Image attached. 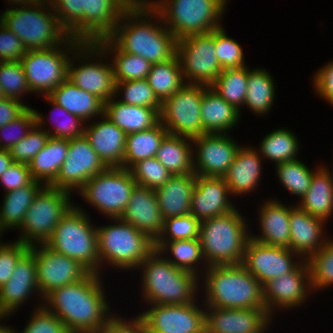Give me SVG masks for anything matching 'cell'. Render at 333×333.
<instances>
[{
    "instance_id": "7c38bea8",
    "label": "cell",
    "mask_w": 333,
    "mask_h": 333,
    "mask_svg": "<svg viewBox=\"0 0 333 333\" xmlns=\"http://www.w3.org/2000/svg\"><path fill=\"white\" fill-rule=\"evenodd\" d=\"M105 58H108L107 54L88 37L72 53L68 64L67 75V79L73 84L97 96L104 103L115 96L116 84L112 64L107 63ZM75 61H77L78 64L80 62V64L78 65Z\"/></svg>"
},
{
    "instance_id": "d4e9b609",
    "label": "cell",
    "mask_w": 333,
    "mask_h": 333,
    "mask_svg": "<svg viewBox=\"0 0 333 333\" xmlns=\"http://www.w3.org/2000/svg\"><path fill=\"white\" fill-rule=\"evenodd\" d=\"M120 218L148 235L153 241L158 239L163 230L164 219L156 193L147 187L135 186Z\"/></svg>"
},
{
    "instance_id": "e7e4bbea",
    "label": "cell",
    "mask_w": 333,
    "mask_h": 333,
    "mask_svg": "<svg viewBox=\"0 0 333 333\" xmlns=\"http://www.w3.org/2000/svg\"><path fill=\"white\" fill-rule=\"evenodd\" d=\"M13 163L9 150L0 149V177Z\"/></svg>"
},
{
    "instance_id": "8fae6325",
    "label": "cell",
    "mask_w": 333,
    "mask_h": 333,
    "mask_svg": "<svg viewBox=\"0 0 333 333\" xmlns=\"http://www.w3.org/2000/svg\"><path fill=\"white\" fill-rule=\"evenodd\" d=\"M71 193L44 185L28 208L18 241L29 246L45 244L62 217L74 205Z\"/></svg>"
},
{
    "instance_id": "94428289",
    "label": "cell",
    "mask_w": 333,
    "mask_h": 333,
    "mask_svg": "<svg viewBox=\"0 0 333 333\" xmlns=\"http://www.w3.org/2000/svg\"><path fill=\"white\" fill-rule=\"evenodd\" d=\"M314 73L312 83L315 93L333 106V61L331 60Z\"/></svg>"
},
{
    "instance_id": "ee69618b",
    "label": "cell",
    "mask_w": 333,
    "mask_h": 333,
    "mask_svg": "<svg viewBox=\"0 0 333 333\" xmlns=\"http://www.w3.org/2000/svg\"><path fill=\"white\" fill-rule=\"evenodd\" d=\"M249 67L243 66L222 70L218 78L210 86L227 103L237 110L244 107L247 93Z\"/></svg>"
},
{
    "instance_id": "d6a6232c",
    "label": "cell",
    "mask_w": 333,
    "mask_h": 333,
    "mask_svg": "<svg viewBox=\"0 0 333 333\" xmlns=\"http://www.w3.org/2000/svg\"><path fill=\"white\" fill-rule=\"evenodd\" d=\"M48 96L66 111L81 118L87 125L90 119L99 116L101 118L104 115L105 103L97 96L77 87L68 79L57 86Z\"/></svg>"
},
{
    "instance_id": "6125c7cd",
    "label": "cell",
    "mask_w": 333,
    "mask_h": 333,
    "mask_svg": "<svg viewBox=\"0 0 333 333\" xmlns=\"http://www.w3.org/2000/svg\"><path fill=\"white\" fill-rule=\"evenodd\" d=\"M129 319L114 315L106 324L102 333H149L145 321L138 315Z\"/></svg>"
},
{
    "instance_id": "11a10c76",
    "label": "cell",
    "mask_w": 333,
    "mask_h": 333,
    "mask_svg": "<svg viewBox=\"0 0 333 333\" xmlns=\"http://www.w3.org/2000/svg\"><path fill=\"white\" fill-rule=\"evenodd\" d=\"M36 124L34 108L29 107L17 119L8 122L0 128V149L9 150Z\"/></svg>"
},
{
    "instance_id": "ba28073f",
    "label": "cell",
    "mask_w": 333,
    "mask_h": 333,
    "mask_svg": "<svg viewBox=\"0 0 333 333\" xmlns=\"http://www.w3.org/2000/svg\"><path fill=\"white\" fill-rule=\"evenodd\" d=\"M146 1L160 15L164 25L177 40L211 32L223 26L221 17L228 4V0Z\"/></svg>"
},
{
    "instance_id": "7402d4cb",
    "label": "cell",
    "mask_w": 333,
    "mask_h": 333,
    "mask_svg": "<svg viewBox=\"0 0 333 333\" xmlns=\"http://www.w3.org/2000/svg\"><path fill=\"white\" fill-rule=\"evenodd\" d=\"M39 294L34 253L29 249L17 262L10 279L0 288V315L9 316Z\"/></svg>"
},
{
    "instance_id": "277c9868",
    "label": "cell",
    "mask_w": 333,
    "mask_h": 333,
    "mask_svg": "<svg viewBox=\"0 0 333 333\" xmlns=\"http://www.w3.org/2000/svg\"><path fill=\"white\" fill-rule=\"evenodd\" d=\"M139 269H142V300L148 305H182L197 300L195 295H198L200 278L193 272L175 267L157 250L136 270Z\"/></svg>"
},
{
    "instance_id": "91938a15",
    "label": "cell",
    "mask_w": 333,
    "mask_h": 333,
    "mask_svg": "<svg viewBox=\"0 0 333 333\" xmlns=\"http://www.w3.org/2000/svg\"><path fill=\"white\" fill-rule=\"evenodd\" d=\"M32 181L29 166L16 162H13L0 177V184L4 188V192L23 188Z\"/></svg>"
},
{
    "instance_id": "484cf974",
    "label": "cell",
    "mask_w": 333,
    "mask_h": 333,
    "mask_svg": "<svg viewBox=\"0 0 333 333\" xmlns=\"http://www.w3.org/2000/svg\"><path fill=\"white\" fill-rule=\"evenodd\" d=\"M326 221L312 216L295 205L290 211V246L289 249L307 260L319 251L327 242L323 229ZM325 236H324V235Z\"/></svg>"
},
{
    "instance_id": "89a4df30",
    "label": "cell",
    "mask_w": 333,
    "mask_h": 333,
    "mask_svg": "<svg viewBox=\"0 0 333 333\" xmlns=\"http://www.w3.org/2000/svg\"><path fill=\"white\" fill-rule=\"evenodd\" d=\"M204 333H223V332H217V331H212L210 330L207 326L205 327V332Z\"/></svg>"
},
{
    "instance_id": "b9f144b4",
    "label": "cell",
    "mask_w": 333,
    "mask_h": 333,
    "mask_svg": "<svg viewBox=\"0 0 333 333\" xmlns=\"http://www.w3.org/2000/svg\"><path fill=\"white\" fill-rule=\"evenodd\" d=\"M147 81L161 103L177 92L185 84L177 55L166 62L152 64Z\"/></svg>"
},
{
    "instance_id": "003e7915",
    "label": "cell",
    "mask_w": 333,
    "mask_h": 333,
    "mask_svg": "<svg viewBox=\"0 0 333 333\" xmlns=\"http://www.w3.org/2000/svg\"><path fill=\"white\" fill-rule=\"evenodd\" d=\"M6 318H9L7 316L0 315V322ZM0 333H10V326L4 325L3 323H0Z\"/></svg>"
},
{
    "instance_id": "9a60e30c",
    "label": "cell",
    "mask_w": 333,
    "mask_h": 333,
    "mask_svg": "<svg viewBox=\"0 0 333 333\" xmlns=\"http://www.w3.org/2000/svg\"><path fill=\"white\" fill-rule=\"evenodd\" d=\"M203 85L185 83L161 103L160 122L170 134L195 138L203 135Z\"/></svg>"
},
{
    "instance_id": "74e56055",
    "label": "cell",
    "mask_w": 333,
    "mask_h": 333,
    "mask_svg": "<svg viewBox=\"0 0 333 333\" xmlns=\"http://www.w3.org/2000/svg\"><path fill=\"white\" fill-rule=\"evenodd\" d=\"M43 186L42 183L33 180L23 188L4 193L5 196L0 208V224L5 231L19 229L28 208Z\"/></svg>"
},
{
    "instance_id": "e575fe53",
    "label": "cell",
    "mask_w": 333,
    "mask_h": 333,
    "mask_svg": "<svg viewBox=\"0 0 333 333\" xmlns=\"http://www.w3.org/2000/svg\"><path fill=\"white\" fill-rule=\"evenodd\" d=\"M68 149V139L49 137L45 146L28 164L32 179L50 186L67 158Z\"/></svg>"
},
{
    "instance_id": "ffe728a7",
    "label": "cell",
    "mask_w": 333,
    "mask_h": 333,
    "mask_svg": "<svg viewBox=\"0 0 333 333\" xmlns=\"http://www.w3.org/2000/svg\"><path fill=\"white\" fill-rule=\"evenodd\" d=\"M192 144L193 148L195 147L193 149L194 174L217 178H223L226 175L241 147L228 134H203L193 138Z\"/></svg>"
},
{
    "instance_id": "4316f807",
    "label": "cell",
    "mask_w": 333,
    "mask_h": 333,
    "mask_svg": "<svg viewBox=\"0 0 333 333\" xmlns=\"http://www.w3.org/2000/svg\"><path fill=\"white\" fill-rule=\"evenodd\" d=\"M101 121L85 124L84 136L106 167H122L126 147V133L105 115Z\"/></svg>"
},
{
    "instance_id": "681fc988",
    "label": "cell",
    "mask_w": 333,
    "mask_h": 333,
    "mask_svg": "<svg viewBox=\"0 0 333 333\" xmlns=\"http://www.w3.org/2000/svg\"><path fill=\"white\" fill-rule=\"evenodd\" d=\"M0 86L5 98L22 101L23 94L32 93L20 61L0 62Z\"/></svg>"
},
{
    "instance_id": "3957f363",
    "label": "cell",
    "mask_w": 333,
    "mask_h": 333,
    "mask_svg": "<svg viewBox=\"0 0 333 333\" xmlns=\"http://www.w3.org/2000/svg\"><path fill=\"white\" fill-rule=\"evenodd\" d=\"M100 277L89 272L75 283L52 290L42 305L63 321L69 333H102L114 315Z\"/></svg>"
},
{
    "instance_id": "d590c367",
    "label": "cell",
    "mask_w": 333,
    "mask_h": 333,
    "mask_svg": "<svg viewBox=\"0 0 333 333\" xmlns=\"http://www.w3.org/2000/svg\"><path fill=\"white\" fill-rule=\"evenodd\" d=\"M297 206L308 214L329 221L333 215V180L323 166L317 167L310 187Z\"/></svg>"
},
{
    "instance_id": "f5cc1de1",
    "label": "cell",
    "mask_w": 333,
    "mask_h": 333,
    "mask_svg": "<svg viewBox=\"0 0 333 333\" xmlns=\"http://www.w3.org/2000/svg\"><path fill=\"white\" fill-rule=\"evenodd\" d=\"M215 50L222 70L246 66L241 45L228 37L222 26L215 29Z\"/></svg>"
},
{
    "instance_id": "60d3db41",
    "label": "cell",
    "mask_w": 333,
    "mask_h": 333,
    "mask_svg": "<svg viewBox=\"0 0 333 333\" xmlns=\"http://www.w3.org/2000/svg\"><path fill=\"white\" fill-rule=\"evenodd\" d=\"M168 131L159 122L154 127L126 135L123 168L130 169L135 163L155 157L160 143Z\"/></svg>"
},
{
    "instance_id": "7bdbcfd3",
    "label": "cell",
    "mask_w": 333,
    "mask_h": 333,
    "mask_svg": "<svg viewBox=\"0 0 333 333\" xmlns=\"http://www.w3.org/2000/svg\"><path fill=\"white\" fill-rule=\"evenodd\" d=\"M299 140L292 130L279 128L263 137L259 146L261 157L275 161V165L299 159ZM298 158H297V157Z\"/></svg>"
},
{
    "instance_id": "f35d334b",
    "label": "cell",
    "mask_w": 333,
    "mask_h": 333,
    "mask_svg": "<svg viewBox=\"0 0 333 333\" xmlns=\"http://www.w3.org/2000/svg\"><path fill=\"white\" fill-rule=\"evenodd\" d=\"M155 250L161 253L175 267L193 272L200 278L203 275L200 276L201 271H199V265L201 264V266L205 267L202 272L208 268L203 257L199 239L155 242ZM165 253H169V257H167ZM202 261L203 263H201Z\"/></svg>"
},
{
    "instance_id": "753ad0ef",
    "label": "cell",
    "mask_w": 333,
    "mask_h": 333,
    "mask_svg": "<svg viewBox=\"0 0 333 333\" xmlns=\"http://www.w3.org/2000/svg\"><path fill=\"white\" fill-rule=\"evenodd\" d=\"M2 23V13H0V25Z\"/></svg>"
},
{
    "instance_id": "816d5d0a",
    "label": "cell",
    "mask_w": 333,
    "mask_h": 333,
    "mask_svg": "<svg viewBox=\"0 0 333 333\" xmlns=\"http://www.w3.org/2000/svg\"><path fill=\"white\" fill-rule=\"evenodd\" d=\"M129 171L137 185L153 190L164 185L172 176L155 157L135 163Z\"/></svg>"
},
{
    "instance_id": "f907efd6",
    "label": "cell",
    "mask_w": 333,
    "mask_h": 333,
    "mask_svg": "<svg viewBox=\"0 0 333 333\" xmlns=\"http://www.w3.org/2000/svg\"><path fill=\"white\" fill-rule=\"evenodd\" d=\"M201 221L191 213L164 220L161 235L155 242L199 239Z\"/></svg>"
},
{
    "instance_id": "8c879c8a",
    "label": "cell",
    "mask_w": 333,
    "mask_h": 333,
    "mask_svg": "<svg viewBox=\"0 0 333 333\" xmlns=\"http://www.w3.org/2000/svg\"><path fill=\"white\" fill-rule=\"evenodd\" d=\"M2 98H4V93H3L2 88L0 86V99H2Z\"/></svg>"
},
{
    "instance_id": "db71d44e",
    "label": "cell",
    "mask_w": 333,
    "mask_h": 333,
    "mask_svg": "<svg viewBox=\"0 0 333 333\" xmlns=\"http://www.w3.org/2000/svg\"><path fill=\"white\" fill-rule=\"evenodd\" d=\"M48 139L49 134L35 124L23 139L9 149L13 162L28 165L45 146Z\"/></svg>"
},
{
    "instance_id": "e0dca14e",
    "label": "cell",
    "mask_w": 333,
    "mask_h": 333,
    "mask_svg": "<svg viewBox=\"0 0 333 333\" xmlns=\"http://www.w3.org/2000/svg\"><path fill=\"white\" fill-rule=\"evenodd\" d=\"M197 302L182 305L149 304L139 316L145 321L149 333H204L205 306Z\"/></svg>"
},
{
    "instance_id": "5bb4252c",
    "label": "cell",
    "mask_w": 333,
    "mask_h": 333,
    "mask_svg": "<svg viewBox=\"0 0 333 333\" xmlns=\"http://www.w3.org/2000/svg\"><path fill=\"white\" fill-rule=\"evenodd\" d=\"M176 55L185 83L211 86L222 71L215 50V30L178 40Z\"/></svg>"
},
{
    "instance_id": "52a82bcc",
    "label": "cell",
    "mask_w": 333,
    "mask_h": 333,
    "mask_svg": "<svg viewBox=\"0 0 333 333\" xmlns=\"http://www.w3.org/2000/svg\"><path fill=\"white\" fill-rule=\"evenodd\" d=\"M88 37L87 19L63 44L49 49L26 51L20 62L32 94L49 95L67 79L71 54Z\"/></svg>"
},
{
    "instance_id": "7a4b0ae2",
    "label": "cell",
    "mask_w": 333,
    "mask_h": 333,
    "mask_svg": "<svg viewBox=\"0 0 333 333\" xmlns=\"http://www.w3.org/2000/svg\"><path fill=\"white\" fill-rule=\"evenodd\" d=\"M88 18L86 0H45L12 6L2 13V23L23 42L26 51L63 44Z\"/></svg>"
},
{
    "instance_id": "6f0895ef",
    "label": "cell",
    "mask_w": 333,
    "mask_h": 333,
    "mask_svg": "<svg viewBox=\"0 0 333 333\" xmlns=\"http://www.w3.org/2000/svg\"><path fill=\"white\" fill-rule=\"evenodd\" d=\"M30 246L18 240L0 246V288L10 279L19 259Z\"/></svg>"
},
{
    "instance_id": "2644e50d",
    "label": "cell",
    "mask_w": 333,
    "mask_h": 333,
    "mask_svg": "<svg viewBox=\"0 0 333 333\" xmlns=\"http://www.w3.org/2000/svg\"><path fill=\"white\" fill-rule=\"evenodd\" d=\"M2 232H6V231L2 228V226H1V224H0V238H1V236H2ZM2 244H4V242H1V239H0V246H1Z\"/></svg>"
},
{
    "instance_id": "03108f58",
    "label": "cell",
    "mask_w": 333,
    "mask_h": 333,
    "mask_svg": "<svg viewBox=\"0 0 333 333\" xmlns=\"http://www.w3.org/2000/svg\"><path fill=\"white\" fill-rule=\"evenodd\" d=\"M8 4H13L12 6H22V5H34L36 3L43 2L45 0H6ZM88 3L95 1V0H86Z\"/></svg>"
},
{
    "instance_id": "f546056e",
    "label": "cell",
    "mask_w": 333,
    "mask_h": 333,
    "mask_svg": "<svg viewBox=\"0 0 333 333\" xmlns=\"http://www.w3.org/2000/svg\"><path fill=\"white\" fill-rule=\"evenodd\" d=\"M262 157L258 148L241 145L235 159L223 177L231 195L237 196L253 192L261 181ZM262 165V166H261Z\"/></svg>"
},
{
    "instance_id": "f6af8a7d",
    "label": "cell",
    "mask_w": 333,
    "mask_h": 333,
    "mask_svg": "<svg viewBox=\"0 0 333 333\" xmlns=\"http://www.w3.org/2000/svg\"><path fill=\"white\" fill-rule=\"evenodd\" d=\"M44 97H45V100H47V102H49L50 105L52 106L53 109L51 111L54 110L51 114H53L54 112L57 111V115H60L64 119V120L62 119V120L58 121V119L56 120L55 118H51L53 120L50 124H53L51 126H53L54 128H47L44 125H46L45 120H48V119H45V117H43V115L40 112H38L36 109H34V112L36 115V124L40 128L44 129L49 134V137L62 138V139L69 140V139L78 138V137H81L84 135L86 122H84L78 116H75L74 114L66 111L63 107H61L59 104L54 102L48 95H44L43 98ZM60 116H58V117H60ZM51 117H53V116H51ZM51 119H50V121H51ZM53 122L54 123L56 122L55 123L56 125ZM45 127H46V129H45ZM49 129H51V130L49 131ZM52 129H53V131H52Z\"/></svg>"
},
{
    "instance_id": "cb8c5ba5",
    "label": "cell",
    "mask_w": 333,
    "mask_h": 333,
    "mask_svg": "<svg viewBox=\"0 0 333 333\" xmlns=\"http://www.w3.org/2000/svg\"><path fill=\"white\" fill-rule=\"evenodd\" d=\"M224 178L196 175L190 213L200 221L228 214L236 209Z\"/></svg>"
},
{
    "instance_id": "44dd1931",
    "label": "cell",
    "mask_w": 333,
    "mask_h": 333,
    "mask_svg": "<svg viewBox=\"0 0 333 333\" xmlns=\"http://www.w3.org/2000/svg\"><path fill=\"white\" fill-rule=\"evenodd\" d=\"M310 292L312 293L309 267L307 261L303 260L293 271L270 280L263 286V304L273 317L278 309L288 311V308H299Z\"/></svg>"
},
{
    "instance_id": "c3c4849f",
    "label": "cell",
    "mask_w": 333,
    "mask_h": 333,
    "mask_svg": "<svg viewBox=\"0 0 333 333\" xmlns=\"http://www.w3.org/2000/svg\"><path fill=\"white\" fill-rule=\"evenodd\" d=\"M117 94L121 96V99L116 98V100L122 103L161 111V102L155 96L147 79L116 82L114 97H119Z\"/></svg>"
},
{
    "instance_id": "680465c9",
    "label": "cell",
    "mask_w": 333,
    "mask_h": 333,
    "mask_svg": "<svg viewBox=\"0 0 333 333\" xmlns=\"http://www.w3.org/2000/svg\"><path fill=\"white\" fill-rule=\"evenodd\" d=\"M26 49L23 42L9 28L0 25V62L21 61Z\"/></svg>"
},
{
    "instance_id": "2e32d148",
    "label": "cell",
    "mask_w": 333,
    "mask_h": 333,
    "mask_svg": "<svg viewBox=\"0 0 333 333\" xmlns=\"http://www.w3.org/2000/svg\"><path fill=\"white\" fill-rule=\"evenodd\" d=\"M30 250L36 261L39 301L52 290L75 283L89 273L77 260L55 252L45 244L32 245Z\"/></svg>"
},
{
    "instance_id": "83f0119b",
    "label": "cell",
    "mask_w": 333,
    "mask_h": 333,
    "mask_svg": "<svg viewBox=\"0 0 333 333\" xmlns=\"http://www.w3.org/2000/svg\"><path fill=\"white\" fill-rule=\"evenodd\" d=\"M89 37L107 54L113 68L115 82L147 79L151 63L142 56L121 51L89 18ZM109 54V55H108Z\"/></svg>"
},
{
    "instance_id": "ab89813d",
    "label": "cell",
    "mask_w": 333,
    "mask_h": 333,
    "mask_svg": "<svg viewBox=\"0 0 333 333\" xmlns=\"http://www.w3.org/2000/svg\"><path fill=\"white\" fill-rule=\"evenodd\" d=\"M274 84L273 77L266 69L249 68L244 106L259 116L269 113L276 97Z\"/></svg>"
},
{
    "instance_id": "a7ac6f4b",
    "label": "cell",
    "mask_w": 333,
    "mask_h": 333,
    "mask_svg": "<svg viewBox=\"0 0 333 333\" xmlns=\"http://www.w3.org/2000/svg\"><path fill=\"white\" fill-rule=\"evenodd\" d=\"M333 163V162H332ZM333 165V164H332ZM322 166L327 170V172L329 173V175L331 176L332 180H333V171L329 170V167L327 169V165L325 166L324 164H322ZM333 167V166H332Z\"/></svg>"
},
{
    "instance_id": "d6986e66",
    "label": "cell",
    "mask_w": 333,
    "mask_h": 333,
    "mask_svg": "<svg viewBox=\"0 0 333 333\" xmlns=\"http://www.w3.org/2000/svg\"><path fill=\"white\" fill-rule=\"evenodd\" d=\"M295 258H299L298 261ZM302 261L289 248L266 245L249 238L242 265L264 286L270 280L293 271Z\"/></svg>"
},
{
    "instance_id": "7dc6e473",
    "label": "cell",
    "mask_w": 333,
    "mask_h": 333,
    "mask_svg": "<svg viewBox=\"0 0 333 333\" xmlns=\"http://www.w3.org/2000/svg\"><path fill=\"white\" fill-rule=\"evenodd\" d=\"M312 293L333 284V238L307 260Z\"/></svg>"
},
{
    "instance_id": "1f68e13d",
    "label": "cell",
    "mask_w": 333,
    "mask_h": 333,
    "mask_svg": "<svg viewBox=\"0 0 333 333\" xmlns=\"http://www.w3.org/2000/svg\"><path fill=\"white\" fill-rule=\"evenodd\" d=\"M195 184V174L172 175L164 185L154 190L164 220L190 213Z\"/></svg>"
},
{
    "instance_id": "603a6c76",
    "label": "cell",
    "mask_w": 333,
    "mask_h": 333,
    "mask_svg": "<svg viewBox=\"0 0 333 333\" xmlns=\"http://www.w3.org/2000/svg\"><path fill=\"white\" fill-rule=\"evenodd\" d=\"M205 312L206 326L212 331L223 333H265L273 319L265 308L205 307Z\"/></svg>"
},
{
    "instance_id": "836d02e7",
    "label": "cell",
    "mask_w": 333,
    "mask_h": 333,
    "mask_svg": "<svg viewBox=\"0 0 333 333\" xmlns=\"http://www.w3.org/2000/svg\"><path fill=\"white\" fill-rule=\"evenodd\" d=\"M104 115L126 134L148 130L160 122L157 109L128 105L116 97L105 102Z\"/></svg>"
},
{
    "instance_id": "f1b7e54d",
    "label": "cell",
    "mask_w": 333,
    "mask_h": 333,
    "mask_svg": "<svg viewBox=\"0 0 333 333\" xmlns=\"http://www.w3.org/2000/svg\"><path fill=\"white\" fill-rule=\"evenodd\" d=\"M294 207L286 206L281 201L267 199L259 207L260 234H250V238L262 244L289 248L290 246V211Z\"/></svg>"
},
{
    "instance_id": "6da1fadb",
    "label": "cell",
    "mask_w": 333,
    "mask_h": 333,
    "mask_svg": "<svg viewBox=\"0 0 333 333\" xmlns=\"http://www.w3.org/2000/svg\"><path fill=\"white\" fill-rule=\"evenodd\" d=\"M89 19L121 51L142 56L151 64L176 55L178 40L146 0L92 1Z\"/></svg>"
},
{
    "instance_id": "ac0fdd59",
    "label": "cell",
    "mask_w": 333,
    "mask_h": 333,
    "mask_svg": "<svg viewBox=\"0 0 333 333\" xmlns=\"http://www.w3.org/2000/svg\"><path fill=\"white\" fill-rule=\"evenodd\" d=\"M68 142L67 158L61 165L56 180L50 186L72 194L75 190L79 192L90 178L103 172L107 167L84 135L69 139Z\"/></svg>"
},
{
    "instance_id": "8992f818",
    "label": "cell",
    "mask_w": 333,
    "mask_h": 333,
    "mask_svg": "<svg viewBox=\"0 0 333 333\" xmlns=\"http://www.w3.org/2000/svg\"><path fill=\"white\" fill-rule=\"evenodd\" d=\"M246 221L238 208L201 221L199 241L208 267L242 264L251 234Z\"/></svg>"
},
{
    "instance_id": "30bf717a",
    "label": "cell",
    "mask_w": 333,
    "mask_h": 333,
    "mask_svg": "<svg viewBox=\"0 0 333 333\" xmlns=\"http://www.w3.org/2000/svg\"><path fill=\"white\" fill-rule=\"evenodd\" d=\"M114 224L97 226L100 275L103 264L115 269L135 270L154 250L155 241L121 218Z\"/></svg>"
},
{
    "instance_id": "9c48e42d",
    "label": "cell",
    "mask_w": 333,
    "mask_h": 333,
    "mask_svg": "<svg viewBox=\"0 0 333 333\" xmlns=\"http://www.w3.org/2000/svg\"><path fill=\"white\" fill-rule=\"evenodd\" d=\"M85 210L74 204L62 217L45 245L77 260L91 273L100 275L97 229Z\"/></svg>"
},
{
    "instance_id": "4fadbf2b",
    "label": "cell",
    "mask_w": 333,
    "mask_h": 333,
    "mask_svg": "<svg viewBox=\"0 0 333 333\" xmlns=\"http://www.w3.org/2000/svg\"><path fill=\"white\" fill-rule=\"evenodd\" d=\"M136 185L129 169L107 167L90 178L78 193L107 218H120Z\"/></svg>"
},
{
    "instance_id": "be15d7a7",
    "label": "cell",
    "mask_w": 333,
    "mask_h": 333,
    "mask_svg": "<svg viewBox=\"0 0 333 333\" xmlns=\"http://www.w3.org/2000/svg\"><path fill=\"white\" fill-rule=\"evenodd\" d=\"M30 106L25 102L16 99L2 98L0 99V128L8 122L17 119Z\"/></svg>"
},
{
    "instance_id": "8d00e7d4",
    "label": "cell",
    "mask_w": 333,
    "mask_h": 333,
    "mask_svg": "<svg viewBox=\"0 0 333 333\" xmlns=\"http://www.w3.org/2000/svg\"><path fill=\"white\" fill-rule=\"evenodd\" d=\"M155 158L171 175L194 174L192 139L167 133Z\"/></svg>"
},
{
    "instance_id": "9f6ffc18",
    "label": "cell",
    "mask_w": 333,
    "mask_h": 333,
    "mask_svg": "<svg viewBox=\"0 0 333 333\" xmlns=\"http://www.w3.org/2000/svg\"><path fill=\"white\" fill-rule=\"evenodd\" d=\"M42 303L43 301L34 309L21 333H69L63 321L41 305ZM16 331L10 327V333H18Z\"/></svg>"
},
{
    "instance_id": "bcb514c9",
    "label": "cell",
    "mask_w": 333,
    "mask_h": 333,
    "mask_svg": "<svg viewBox=\"0 0 333 333\" xmlns=\"http://www.w3.org/2000/svg\"><path fill=\"white\" fill-rule=\"evenodd\" d=\"M276 174L281 185L293 195L300 196V199L308 191L314 172L317 170L308 168L301 159L286 161L274 165Z\"/></svg>"
},
{
    "instance_id": "4dcf8cb0",
    "label": "cell",
    "mask_w": 333,
    "mask_h": 333,
    "mask_svg": "<svg viewBox=\"0 0 333 333\" xmlns=\"http://www.w3.org/2000/svg\"><path fill=\"white\" fill-rule=\"evenodd\" d=\"M200 111L203 134H228L241 118L239 110L227 103L210 86L205 85Z\"/></svg>"
},
{
    "instance_id": "5b68a950",
    "label": "cell",
    "mask_w": 333,
    "mask_h": 333,
    "mask_svg": "<svg viewBox=\"0 0 333 333\" xmlns=\"http://www.w3.org/2000/svg\"><path fill=\"white\" fill-rule=\"evenodd\" d=\"M203 273L205 307L265 308L263 286L242 264L209 266Z\"/></svg>"
}]
</instances>
